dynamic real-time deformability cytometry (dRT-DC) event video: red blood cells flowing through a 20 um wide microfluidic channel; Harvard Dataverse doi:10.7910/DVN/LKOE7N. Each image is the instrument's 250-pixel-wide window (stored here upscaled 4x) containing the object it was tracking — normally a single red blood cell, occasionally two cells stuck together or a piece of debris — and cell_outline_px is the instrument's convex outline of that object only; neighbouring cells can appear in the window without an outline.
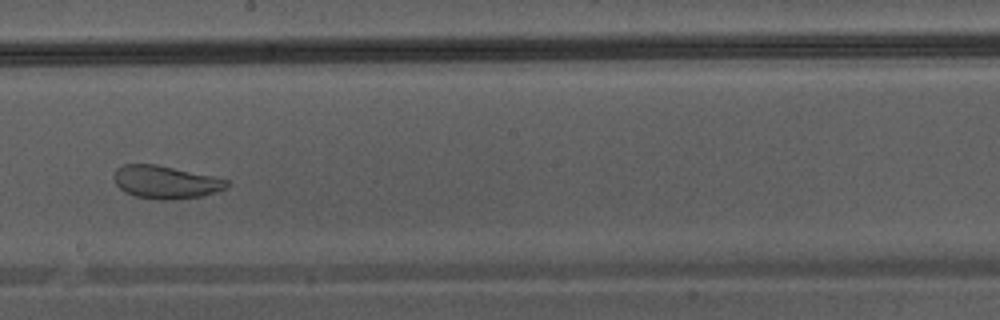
{"species": "Egyptian fruit bat (a non-hibernating species)", "species_latin": "Rousettus aegyptiacus", "temperature_condition": "warm", "stored_images_in_passage": 33, "camera_frame_rate_fps": 3000, "um_per_image_px": 0.085, "animal": {"sex": "male"}, "frame": {"image": 1, "passage_image": 13, "time_ms": 4.0, "image_size_px": [1000, 320], "cell_outline_px": [[228, 184], [224, 188], [216, 192], [204, 196], [168, 200], [156, 200], [136, 196], [124, 192], [116, 184], [112, 176], [116, 168], [124, 164], [156, 164], [212, 176], [228, 180]], "centroid_in_image_um": [14.03, 15.48], "position_along_channel_um": 234.2, "area_um2": 21.68}}
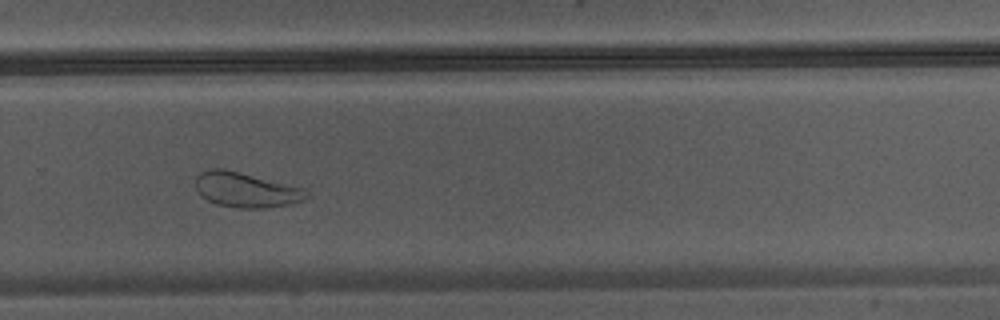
{"frame": {"image": 2, "passage_image": 18, "time_ms": 5.667, "image_size_px": [1000, 320], "cell_outline_px": [[308, 196], [300, 200], [288, 204], [264, 208], [240, 208], [216, 204], [200, 196], [196, 188], [196, 176], [200, 172], [208, 168], [224, 168], [304, 188], [308, 192]], "centroid_in_image_um": [20.85, 16.12], "position_along_channel_um": 309.0, "area_um2": 22.48}}
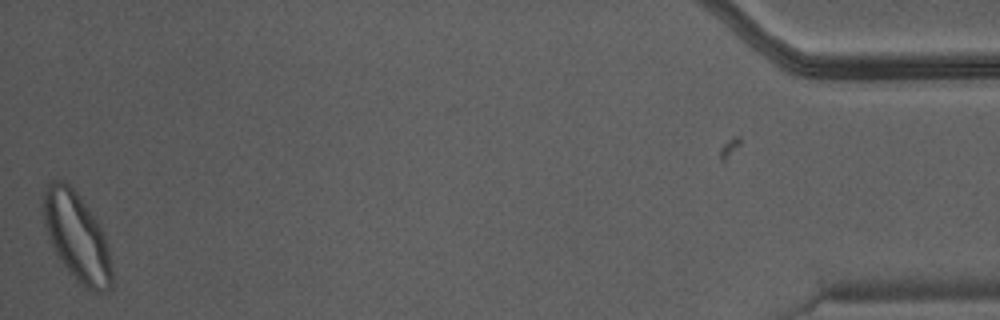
{"frame": {"image": 3, "passage_image": 32, "time_ms": 10.333, "image_size_px": [1000, 320], "cell_outline_px": [[112, 288], [104, 292], [96, 292], [80, 284], [76, 280], [60, 260], [48, 236], [44, 224], [40, 204], [44, 188], [52, 180], [64, 180], [80, 196], [96, 220], [104, 236], [108, 248], [112, 272]], "centroid_in_image_um": [6.49, 20.1], "position_along_channel_um": 428.7, "area_um2": 35.26}}